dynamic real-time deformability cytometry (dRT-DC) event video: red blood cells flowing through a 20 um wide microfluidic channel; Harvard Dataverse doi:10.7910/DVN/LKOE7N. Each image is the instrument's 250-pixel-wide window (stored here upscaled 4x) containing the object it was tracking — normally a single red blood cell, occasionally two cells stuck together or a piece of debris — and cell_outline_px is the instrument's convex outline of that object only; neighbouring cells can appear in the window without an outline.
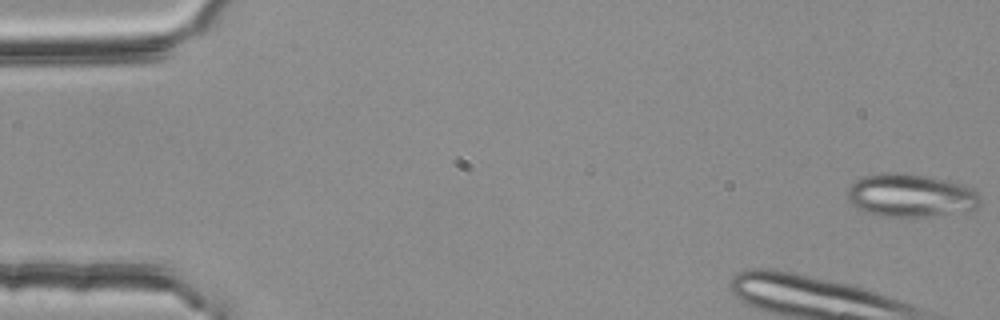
{"species": "common noctule bat (a hibernating species)", "species_latin": "Nyctalus noctula", "temperature_condition": "room temperature", "stored_images_in_passage": 14, "camera_frame_rate_fps": 3000, "um_per_image_px": 0.085, "animal": {"sex": "female", "body_mass_g": 25.1}, "frame": {"image": 1, "passage_image": 1, "time_ms": 0.0, "image_size_px": [1000, 320], "cell_outline_px": [[980, 204], [976, 208], [964, 212], [932, 216], [876, 216], [864, 212], [856, 208], [848, 200], [848, 188], [856, 180], [864, 176], [884, 172], [904, 172], [928, 176], [964, 184], [972, 188], [980, 196]], "centroid_in_image_um": [77.41, 16.61], "position_along_channel_um": 7.6, "area_um2": 33.76}}